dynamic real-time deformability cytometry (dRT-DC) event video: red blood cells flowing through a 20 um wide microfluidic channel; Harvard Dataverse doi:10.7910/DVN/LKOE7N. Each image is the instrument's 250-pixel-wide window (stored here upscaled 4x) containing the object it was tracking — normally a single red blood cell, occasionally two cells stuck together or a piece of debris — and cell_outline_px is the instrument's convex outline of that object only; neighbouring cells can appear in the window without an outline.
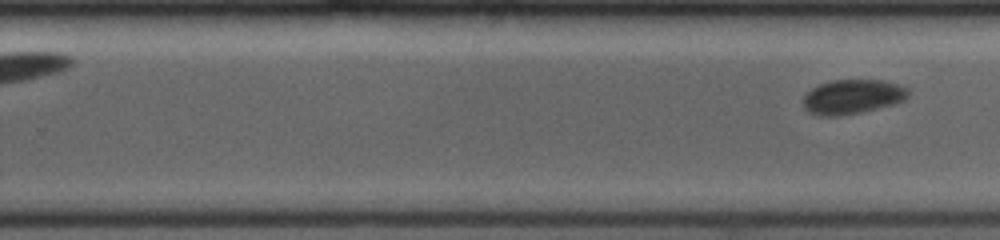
{"species": "common noctule bat (a hibernating species)", "species_latin": "Nyctalus noctula", "temperature_condition": "room temperature", "stored_images_in_passage": 20, "segment_of_instrument_passage": [2, 2], "camera_frame_rate_fps": 4000, "um_per_image_px": 0.085, "animal": {"sex": "female", "body_mass_g": 19.0, "forearm_length_mm": 53.3}, "frame": {"image": 1, "passage_image": 20, "time_ms": 8.0, "image_size_px": [1000, 240], "cell_outline_px": [[908, 96], [904, 100], [892, 104], [860, 112], [836, 116], [820, 116], [808, 112], [804, 108], [800, 100], [812, 88], [820, 84], [832, 80], [884, 80], [900, 84], [908, 88]], "centroid_in_image_um": [72.42, 8.21], "position_along_channel_um": 257.4, "area_um2": 21.15}}